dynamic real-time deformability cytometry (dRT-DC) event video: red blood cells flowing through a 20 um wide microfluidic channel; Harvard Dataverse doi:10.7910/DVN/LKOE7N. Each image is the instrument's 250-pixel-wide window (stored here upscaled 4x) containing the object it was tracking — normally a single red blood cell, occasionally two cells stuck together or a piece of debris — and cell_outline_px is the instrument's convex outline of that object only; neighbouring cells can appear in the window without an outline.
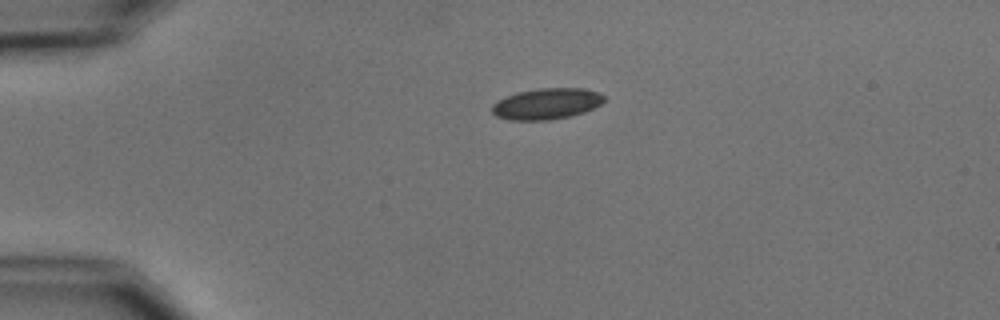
{"species": "common noctule bat (a hibernating species)", "species_latin": "Nyctalus noctula", "temperature_condition": "cold", "stored_images_in_passage": 2, "camera_frame_rate_fps": 3000, "um_per_image_px": 0.085, "animal": {"sex": "male", "body_mass_g": 15.6}, "frame": {"image": 1, "passage_image": 1, "time_ms": 0.0, "image_size_px": [1000, 320], "cell_outline_px": [[604, 100], [600, 104], [584, 112], [572, 116], [548, 120], [508, 120], [496, 116], [492, 112], [492, 104], [496, 100], [504, 96], [516, 92], [536, 88], [584, 88], [600, 92], [604, 96]], "centroid_in_image_um": [46.43, 8.81], "position_along_channel_um": 38.6, "area_um2": 20.58}}